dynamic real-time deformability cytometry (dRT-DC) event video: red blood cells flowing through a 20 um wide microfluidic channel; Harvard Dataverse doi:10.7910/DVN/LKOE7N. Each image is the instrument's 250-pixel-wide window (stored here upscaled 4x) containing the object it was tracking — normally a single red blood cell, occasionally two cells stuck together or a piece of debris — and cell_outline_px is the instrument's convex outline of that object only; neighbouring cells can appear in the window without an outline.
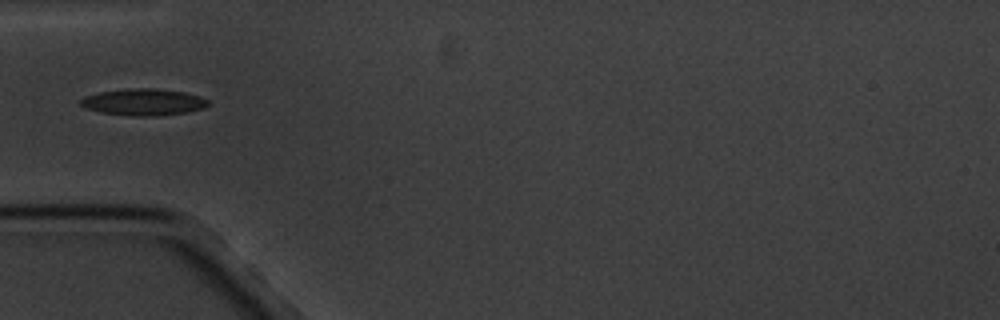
{"species": "common noctule bat (a hibernating species)", "species_latin": "Nyctalus noctula", "temperature_condition": "cold", "stored_images_in_passage": 5, "camera_frame_rate_fps": 3000, "um_per_image_px": 0.085, "animal": {"sex": "male", "body_mass_g": 20.1, "forearm_length_mm": 53.5}, "frame": {"image": 1, "passage_image": 5, "time_ms": 4.667, "image_size_px": [1000, 320], "cell_outline_px": [[208, 104], [204, 108], [188, 112], [156, 116], [132, 116], [100, 112], [84, 108], [80, 104], [80, 100], [84, 96], [100, 92], [128, 88], [152, 88], [184, 92], [200, 96], [208, 100]], "centroid_in_image_um": [12.18, 8.68], "position_along_channel_um": 72.8, "area_um2": 19.88}}